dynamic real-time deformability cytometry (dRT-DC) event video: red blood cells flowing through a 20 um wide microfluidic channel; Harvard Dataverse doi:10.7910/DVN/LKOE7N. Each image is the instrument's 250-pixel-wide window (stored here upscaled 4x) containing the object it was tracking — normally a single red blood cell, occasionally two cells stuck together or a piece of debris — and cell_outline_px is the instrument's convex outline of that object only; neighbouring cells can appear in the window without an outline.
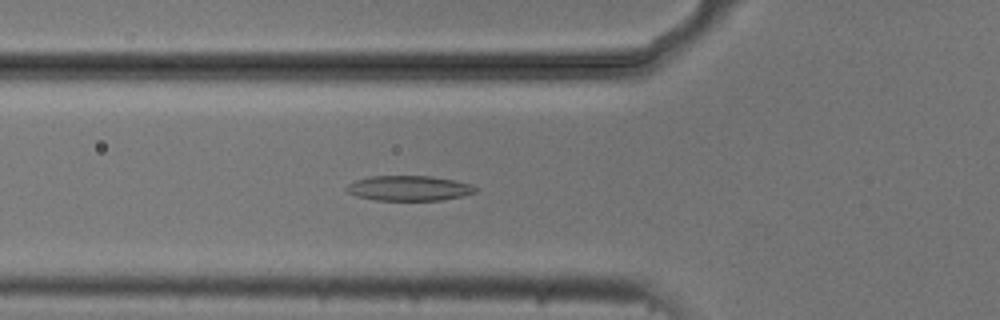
{"species": "common noctule bat (a hibernating species)", "species_latin": "Nyctalus noctula", "temperature_condition": "cold", "stored_images_in_passage": 38, "camera_frame_rate_fps": 3000, "um_per_image_px": 0.085, "animal": {"sex": "male", "body_mass_g": 20.5, "forearm_length_mm": 52.5}, "frame": {"image": 1, "passage_image": 3, "time_ms": 0.667, "image_size_px": [1000, 320], "cell_outline_px": [[480, 188], [476, 192], [464, 196], [444, 200], [376, 200], [356, 196], [348, 192], [344, 188], [348, 184], [356, 180], [368, 176], [432, 176], [456, 180], [472, 184]], "centroid_in_image_um": [34.82, 15.99], "position_along_channel_um": 91.0, "area_um2": 19.13}}
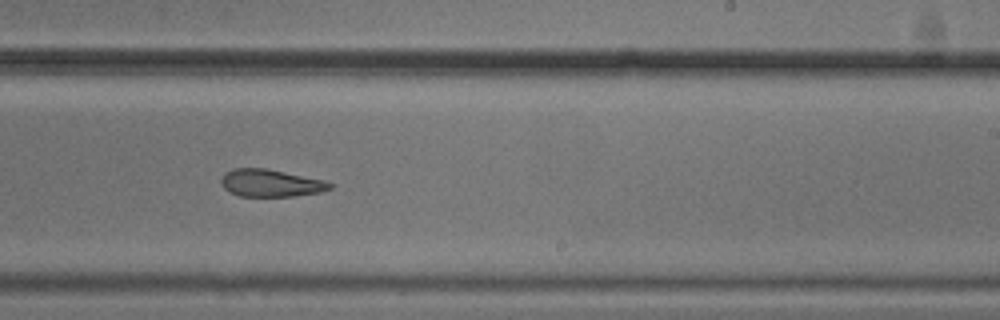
{"frame": {"image": 2, "passage_image": 17, "time_ms": 5.333, "image_size_px": [1000, 320], "cell_outline_px": [[332, 188], [320, 192], [292, 196], [240, 196], [228, 192], [224, 188], [220, 180], [224, 172], [232, 168], [264, 168], [324, 180], [332, 184]], "centroid_in_image_um": [22.96, 15.56], "position_along_channel_um": 266.0, "area_um2": 17.28}}
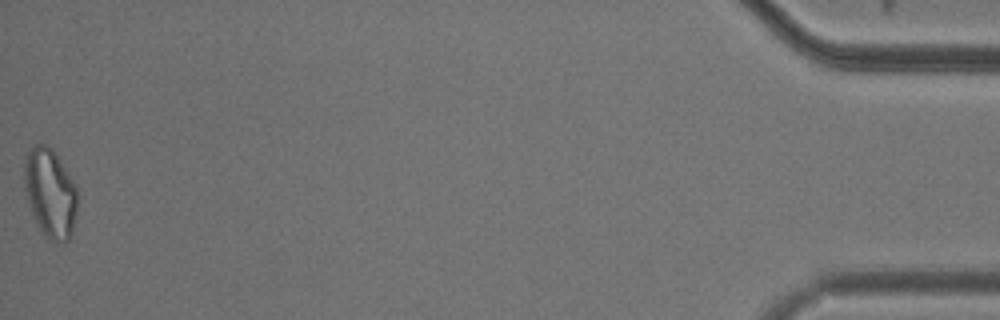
{"frame": {"image": 3, "passage_image": 38, "time_ms": 12.333, "image_size_px": [1000, 320], "cell_outline_px": [[76, 216], [72, 232], [68, 240], [56, 244], [40, 228], [32, 216], [28, 204], [24, 184], [24, 160], [28, 152], [36, 144], [44, 144], [52, 148], [76, 184]], "centroid_in_image_um": [4.26, 16.4], "position_along_channel_um": 430.9, "area_um2": 27.46}, "authors_computed_cell_mechanics": {"area_um2": 18.6694, "velocity_mm_per_s": 3.7403, "shape_relaxation_time_tau1_ms": 5.3621, "shape_relaxation_time_tau2_ms": 3.2816, "deformation_change_tau1": 0.1414, "deformation_change_tau2": 0.1228}}